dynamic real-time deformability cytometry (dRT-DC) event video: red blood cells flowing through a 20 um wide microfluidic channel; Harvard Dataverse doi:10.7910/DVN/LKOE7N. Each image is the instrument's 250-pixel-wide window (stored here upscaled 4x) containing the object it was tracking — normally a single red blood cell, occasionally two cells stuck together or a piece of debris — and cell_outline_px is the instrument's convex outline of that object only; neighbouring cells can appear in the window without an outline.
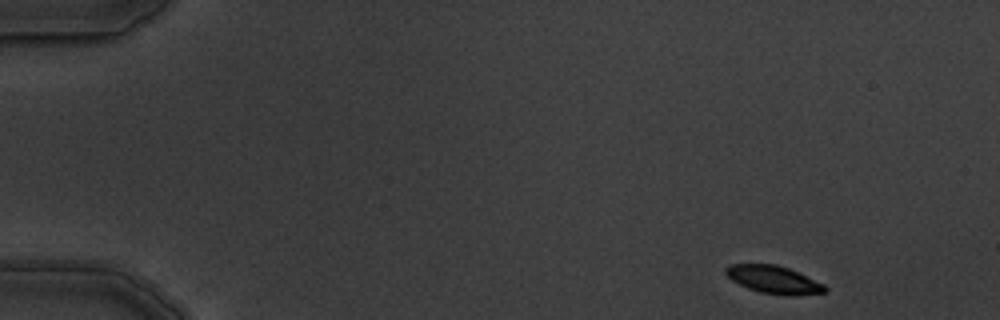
{"species": "common noctule bat (a hibernating species)", "species_latin": "Nyctalus noctula", "temperature_condition": "warm", "stored_images_in_passage": 6, "camera_frame_rate_fps": 3000, "um_per_image_px": 0.085, "animal": {"sex": "male", "body_mass_g": 19.5, "forearm_length_mm": 54.6}, "frame": {"image": 1, "passage_image": 1, "time_ms": 0.0, "image_size_px": [1000, 320], "cell_outline_px": [[828, 288], [824, 292], [760, 292], [748, 288], [732, 280], [724, 272], [724, 268], [728, 264], [776, 264], [788, 268], [824, 284]], "centroid_in_image_um": [65.64, 23.69], "position_along_channel_um": 19.4, "area_um2": 14.97}}
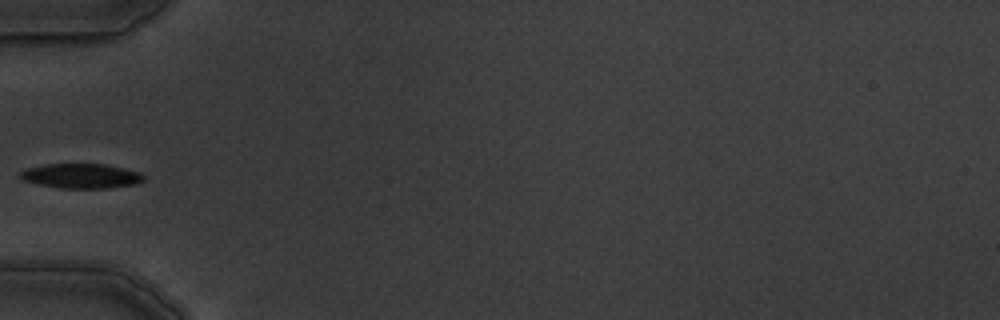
{"frame": {"image": 2, "passage_image": 5, "time_ms": 4.667, "image_size_px": [1000, 320], "cell_outline_px": [[144, 180], [136, 184], [108, 188], [60, 188], [40, 184], [24, 180], [20, 176], [20, 172], [28, 168], [44, 164], [104, 164], [124, 168], [140, 172], [144, 176]], "centroid_in_image_um": [6.94, 14.95], "position_along_channel_um": 78.1, "area_um2": 17.63}}
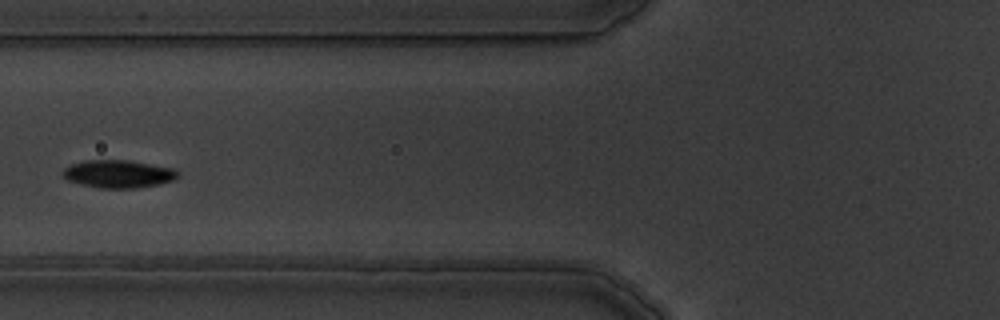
{"frame": {"image": 3, "passage_image": 6, "time_ms": 5.667, "image_size_px": [1000, 320], "cell_outline_px": [[180, 176], [176, 180], [160, 184], [136, 188], [100, 188], [80, 184], [68, 180], [64, 176], [64, 168], [72, 164], [84, 160], [128, 160], [176, 168], [180, 172]], "centroid_in_image_um": [10.15, 14.78], "position_along_channel_um": 115.7, "area_um2": 18.84}}